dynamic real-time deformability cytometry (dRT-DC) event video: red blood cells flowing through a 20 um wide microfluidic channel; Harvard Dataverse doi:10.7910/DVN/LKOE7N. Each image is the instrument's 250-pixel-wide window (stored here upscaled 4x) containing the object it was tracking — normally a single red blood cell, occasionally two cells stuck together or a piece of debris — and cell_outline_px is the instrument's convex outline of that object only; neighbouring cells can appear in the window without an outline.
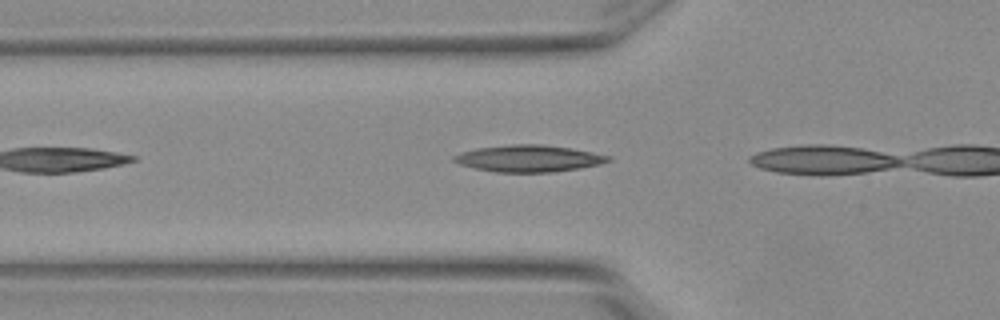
{"species": "Egyptian fruit bat (a non-hibernating species)", "species_latin": "Rousettus aegyptiacus", "temperature_condition": "warm", "stored_images_in_passage": 3, "camera_frame_rate_fps": 3000, "um_per_image_px": 0.085, "animal": {"sex": "female"}, "frame": {"image": 1, "passage_image": 2, "time_ms": 0.333, "image_size_px": [1000, 320], "cell_outline_px": [[612, 160], [600, 164], [580, 168], [552, 172], [496, 172], [476, 168], [460, 164], [452, 160], [452, 156], [476, 148], [508, 144], [540, 144], [572, 148], [612, 156]], "centroid_in_image_um": [44.97, 13.46], "position_along_channel_um": 80.8, "area_um2": 24.04}}